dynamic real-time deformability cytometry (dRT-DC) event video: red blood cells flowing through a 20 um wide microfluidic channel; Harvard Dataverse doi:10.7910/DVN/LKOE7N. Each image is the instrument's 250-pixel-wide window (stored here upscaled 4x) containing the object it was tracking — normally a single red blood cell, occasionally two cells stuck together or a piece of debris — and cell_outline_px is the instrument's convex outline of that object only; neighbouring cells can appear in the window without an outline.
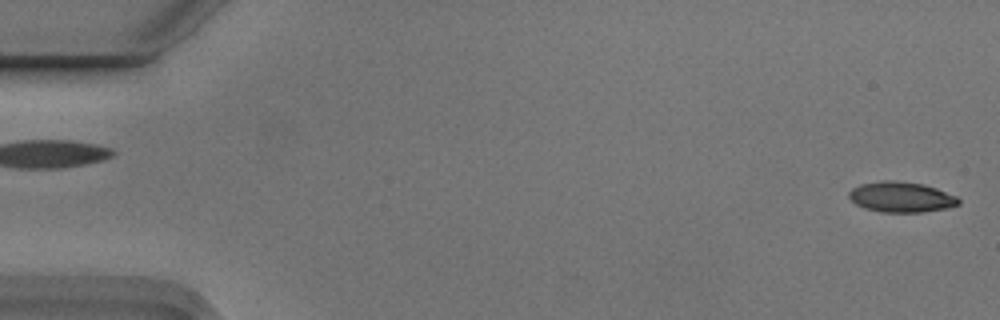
{"species": "Egyptian fruit bat (a non-hibernating species)", "species_latin": "Rousettus aegyptiacus", "temperature_condition": "cold", "stored_images_in_passage": 6, "camera_frame_rate_fps": 3000, "um_per_image_px": 0.085, "animal": {"sex": "male"}, "frame": {"image": 1, "passage_image": 1, "time_ms": 0.0, "image_size_px": [1000, 320], "cell_outline_px": [[960, 204], [948, 208], [920, 212], [880, 212], [864, 208], [856, 204], [848, 196], [848, 192], [852, 188], [860, 184], [880, 180], [892, 180], [924, 184], [936, 188], [956, 196], [960, 200]], "centroid_in_image_um": [76.59, 16.74], "position_along_channel_um": 8.4, "area_um2": 19.54}}
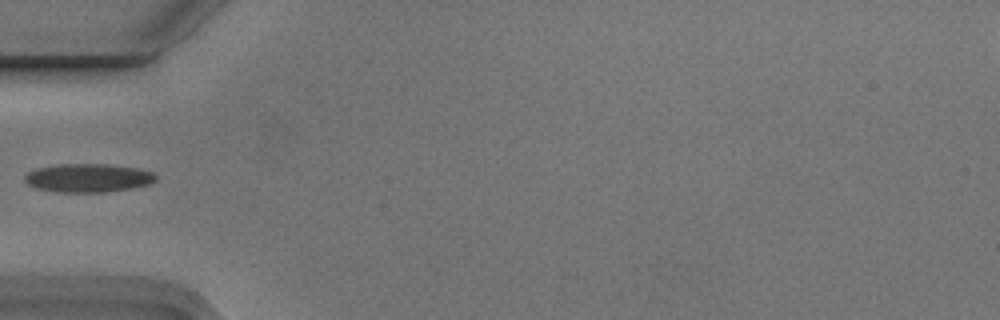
{"frame": {"image": 2, "passage_image": 5, "time_ms": 1.333, "image_size_px": [1000, 320], "cell_outline_px": [[156, 180], [148, 184], [132, 188], [108, 192], [60, 192], [36, 188], [28, 184], [24, 180], [24, 176], [28, 172], [36, 168], [64, 164], [104, 164], [140, 168], [152, 172], [156, 176]], "centroid_in_image_um": [7.5, 15.12], "position_along_channel_um": 77.5, "area_um2": 21.73}}
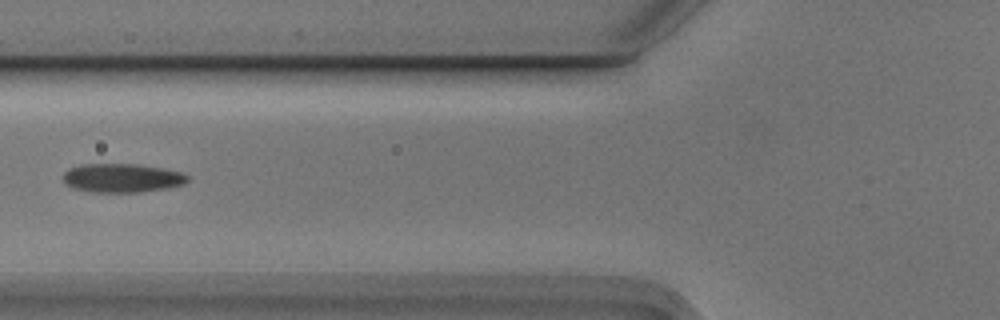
{"frame": {"image": 3, "passage_image": 6, "time_ms": 1.667, "image_size_px": [1000, 320], "cell_outline_px": [[188, 180], [184, 184], [168, 188], [140, 192], [88, 192], [72, 188], [64, 184], [64, 172], [72, 168], [84, 164], [136, 164], [160, 168], [180, 172], [188, 176]], "centroid_in_image_um": [10.35, 15.14], "position_along_channel_um": 115.4, "area_um2": 20.81}}